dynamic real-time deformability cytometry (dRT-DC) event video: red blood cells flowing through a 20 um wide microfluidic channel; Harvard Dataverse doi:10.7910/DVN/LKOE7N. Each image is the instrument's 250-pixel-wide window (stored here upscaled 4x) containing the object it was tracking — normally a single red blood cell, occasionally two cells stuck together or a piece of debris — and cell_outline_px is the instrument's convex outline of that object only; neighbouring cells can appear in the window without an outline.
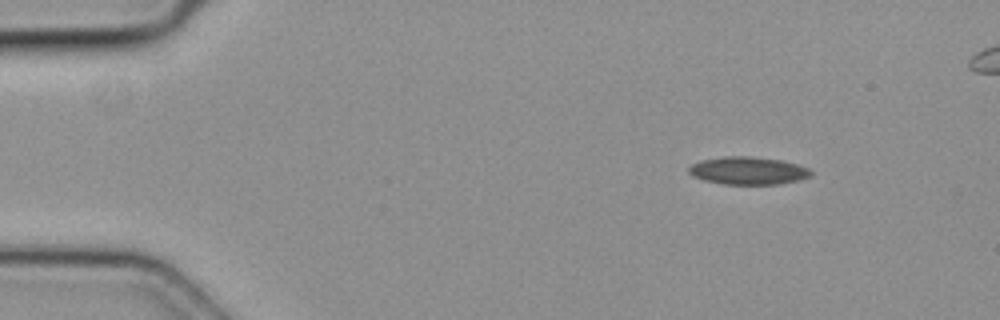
{"species": "common noctule bat (a hibernating species)", "species_latin": "Nyctalus noctula", "temperature_condition": "cold", "stored_images_in_passage": 4, "camera_frame_rate_fps": 3000, "um_per_image_px": 0.085, "animal": {"sex": "female", "body_mass_g": 19.3, "forearm_length_mm": 54.1}, "frame": {"image": 1, "passage_image": 1, "time_ms": 0.0, "image_size_px": [1000, 320], "cell_outline_px": [[812, 176], [800, 180], [780, 184], [724, 184], [704, 180], [692, 176], [688, 172], [688, 168], [692, 164], [700, 160], [724, 156], [748, 156], [780, 160], [796, 164], [808, 168], [812, 172]], "centroid_in_image_um": [63.58, 14.51], "position_along_channel_um": 21.4, "area_um2": 19.77}}